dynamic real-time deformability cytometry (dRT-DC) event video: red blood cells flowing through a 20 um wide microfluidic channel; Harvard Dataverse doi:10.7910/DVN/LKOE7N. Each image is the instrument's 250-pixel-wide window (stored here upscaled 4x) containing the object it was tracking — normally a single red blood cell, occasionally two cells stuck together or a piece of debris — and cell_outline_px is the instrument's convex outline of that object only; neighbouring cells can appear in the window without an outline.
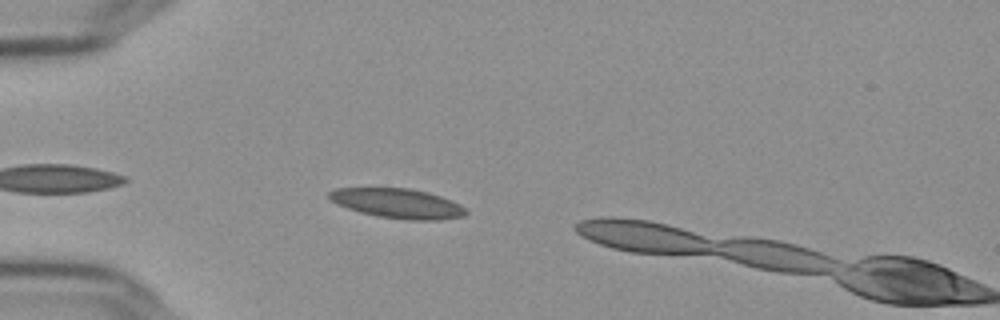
{"species": "Egyptian fruit bat (a non-hibernating species)", "species_latin": "Rousettus aegyptiacus", "temperature_condition": "cold", "stored_images_in_passage": 3, "camera_frame_rate_fps": 3000, "um_per_image_px": 0.085, "frame": {"image": 1, "passage_image": 2, "time_ms": 0.333, "image_size_px": [1000, 320], "cell_outline_px": [[468, 212], [464, 216], [440, 220], [408, 220], [376, 216], [360, 212], [336, 204], [328, 196], [328, 192], [336, 188], [408, 188], [440, 196], [460, 204]], "centroid_in_image_um": [33.79, 17.3], "position_along_channel_um": 51.2, "area_um2": 23.52}}